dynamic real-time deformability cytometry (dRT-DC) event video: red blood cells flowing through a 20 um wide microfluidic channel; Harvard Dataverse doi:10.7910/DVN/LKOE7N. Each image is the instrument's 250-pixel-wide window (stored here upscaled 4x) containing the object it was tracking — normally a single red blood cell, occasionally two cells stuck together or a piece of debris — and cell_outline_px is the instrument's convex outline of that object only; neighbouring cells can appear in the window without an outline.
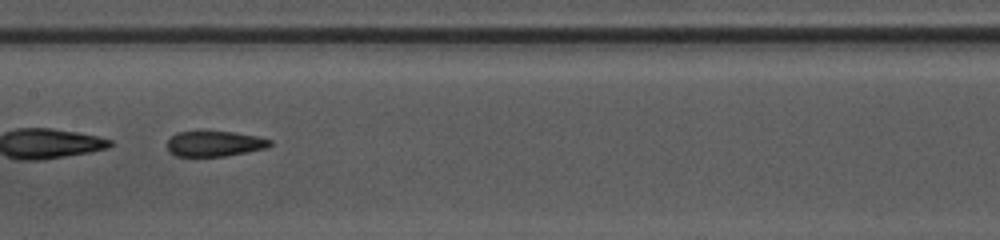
{"species": "common noctule bat (a hibernating species)", "species_latin": "Nyctalus noctula", "temperature_condition": "warm", "stored_images_in_passage": 46, "segment_of_instrument_passage": [2, 2], "camera_frame_rate_fps": 3000, "um_per_image_px": 0.085, "animal": {"sex": "female", "body_mass_g": 10.0, "forearm_length_mm": 53.1}, "frame": {"image": 1, "passage_image": 22, "time_ms": 7.0, "image_size_px": [1000, 240], "cell_outline_px": [[272, 144], [268, 148], [248, 152], [224, 156], [176, 156], [168, 152], [168, 140], [176, 132], [232, 132], [256, 136], [272, 140]], "centroid_in_image_um": [18.26, 12.23], "position_along_channel_um": 189.1, "area_um2": 15.14}}
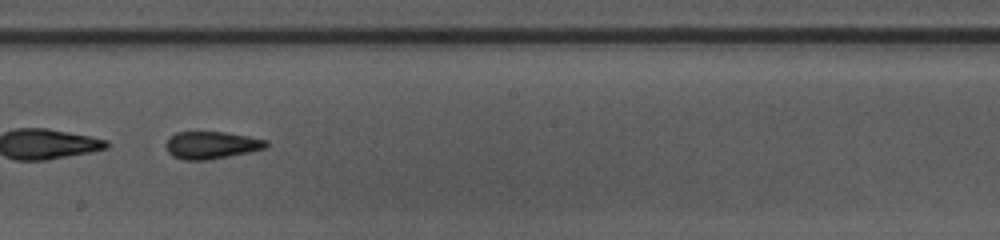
{"frame": {"image": 2, "passage_image": 25, "time_ms": 8.0, "image_size_px": [1000, 240], "cell_outline_px": [[268, 144], [264, 148], [248, 152], [208, 160], [184, 160], [172, 156], [168, 152], [164, 144], [168, 136], [176, 132], [224, 132], [248, 136], [268, 140]], "centroid_in_image_um": [17.91, 12.33], "position_along_channel_um": 230.3, "area_um2": 16.07}}
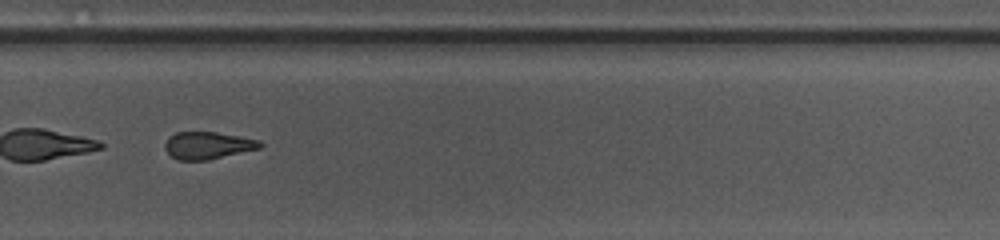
{"frame": {"image": 3, "passage_image": 31, "time_ms": 10.0, "image_size_px": [1000, 240], "cell_outline_px": [[264, 144], [260, 148], [208, 160], [180, 160], [172, 156], [164, 148], [164, 144], [168, 136], [176, 132], [216, 132], [260, 140]], "centroid_in_image_um": [17.65, 12.35], "position_along_channel_um": 312.1, "area_um2": 15.09}}